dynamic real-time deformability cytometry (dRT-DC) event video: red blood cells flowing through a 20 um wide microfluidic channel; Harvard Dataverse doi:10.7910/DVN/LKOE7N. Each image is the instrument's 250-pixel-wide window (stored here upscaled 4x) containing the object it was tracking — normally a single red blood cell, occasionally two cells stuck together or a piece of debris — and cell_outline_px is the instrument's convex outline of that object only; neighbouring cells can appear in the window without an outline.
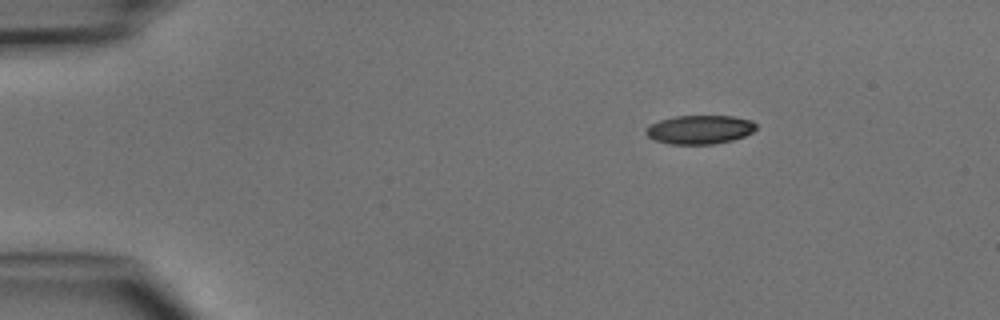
{"species": "common noctule bat (a hibernating species)", "species_latin": "Nyctalus noctula", "temperature_condition": "cold", "stored_images_in_passage": 4, "camera_frame_rate_fps": 3000, "um_per_image_px": 0.085, "animal": {"sex": "male", "body_mass_g": 15.6}, "frame": {"image": 1, "passage_image": 4, "time_ms": 3.667, "image_size_px": [1000, 320], "cell_outline_px": [[756, 128], [752, 132], [744, 136], [732, 140], [716, 144], [668, 144], [656, 140], [648, 136], [644, 132], [652, 124], [660, 120], [676, 116], [732, 116], [752, 120], [756, 124]], "centroid_in_image_um": [59.5, 11.02], "position_along_channel_um": 25.5, "area_um2": 18.38}}